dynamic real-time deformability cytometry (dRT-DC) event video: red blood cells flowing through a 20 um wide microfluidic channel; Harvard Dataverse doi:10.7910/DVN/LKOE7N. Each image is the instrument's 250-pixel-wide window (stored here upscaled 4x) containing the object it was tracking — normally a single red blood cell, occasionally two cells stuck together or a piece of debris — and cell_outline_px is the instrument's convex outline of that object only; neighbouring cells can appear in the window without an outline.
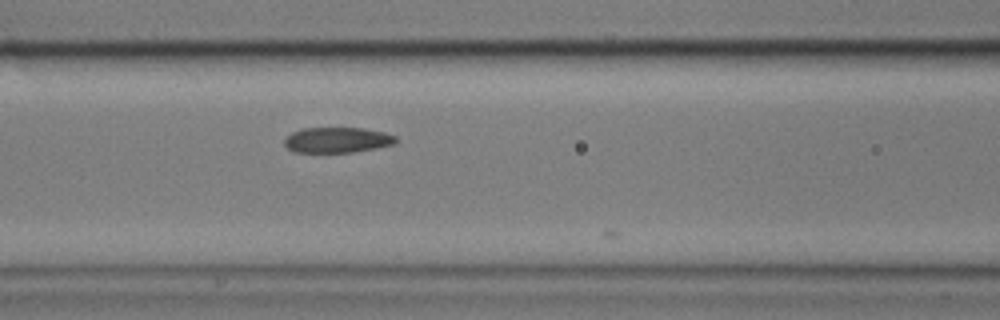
{"species": "common noctule bat (a hibernating species)", "species_latin": "Nyctalus noctula", "temperature_condition": "cold", "stored_images_in_passage": 7, "camera_frame_rate_fps": 3000, "um_per_image_px": 0.085, "animal": {"sex": "male", "body_mass_g": 17.9}, "frame": {"image": 1, "passage_image": 6, "time_ms": 1.667, "image_size_px": [1000, 320], "cell_outline_px": [[396, 140], [392, 144], [376, 148], [352, 152], [292, 152], [284, 144], [284, 140], [292, 132], [304, 128], [364, 128], [384, 132], [396, 136]], "centroid_in_image_um": [28.64, 11.9], "position_along_channel_um": 138.0, "area_um2": 16.42}}